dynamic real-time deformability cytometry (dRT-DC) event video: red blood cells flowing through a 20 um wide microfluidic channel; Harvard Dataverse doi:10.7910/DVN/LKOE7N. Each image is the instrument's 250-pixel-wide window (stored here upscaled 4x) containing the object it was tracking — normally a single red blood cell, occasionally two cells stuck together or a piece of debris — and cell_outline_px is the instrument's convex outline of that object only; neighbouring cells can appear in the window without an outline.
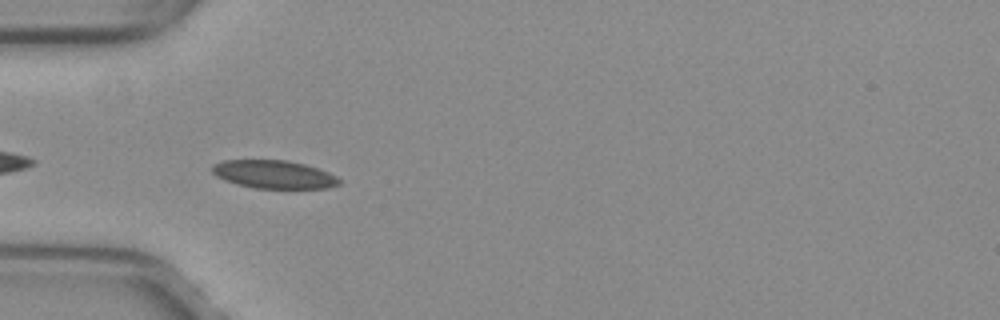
{"species": "common noctule bat (a hibernating species)", "species_latin": "Nyctalus noctula", "temperature_condition": "warm", "stored_images_in_passage": 28, "camera_frame_rate_fps": 3000, "um_per_image_px": 0.085, "animal": {"sex": "female", "body_mass_g": 29.2, "forearm_length_mm": 56.3}, "frame": {"image": 1, "passage_image": 2, "time_ms": 0.333, "image_size_px": [1000, 320], "cell_outline_px": [[340, 184], [328, 188], [252, 188], [236, 184], [224, 180], [216, 176], [212, 172], [212, 164], [224, 160], [288, 160], [304, 164], [328, 172], [336, 176], [340, 180]], "centroid_in_image_um": [23.25, 14.82], "position_along_channel_um": 61.7, "area_um2": 20.87}}
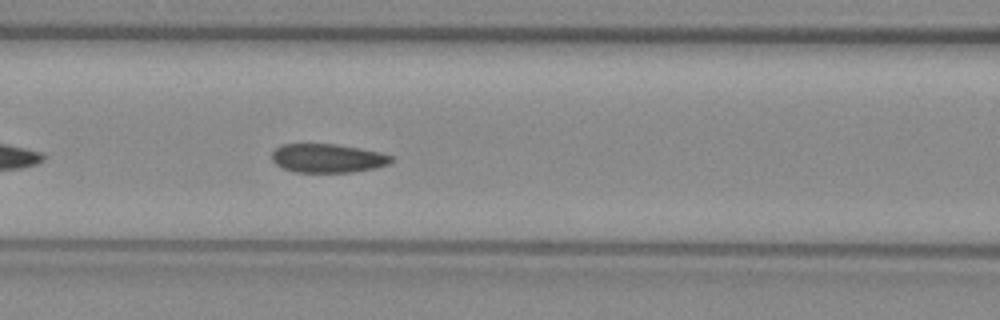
{"frame": {"image": 2, "passage_image": 8, "time_ms": 2.333, "image_size_px": [1000, 320], "cell_outline_px": [[392, 160], [388, 164], [376, 168], [352, 172], [296, 172], [284, 168], [276, 164], [272, 160], [272, 152], [280, 144], [336, 144], [360, 148], [380, 152], [392, 156]], "centroid_in_image_um": [27.85, 13.44], "position_along_channel_um": 138.8, "area_um2": 20.0}}
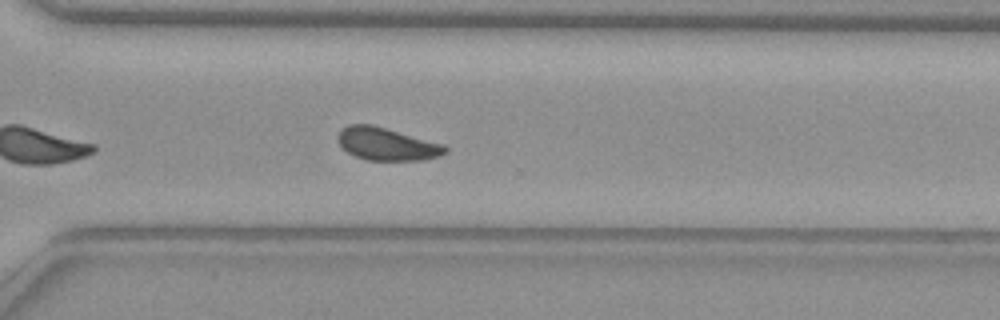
{"frame": {"image": 3, "passage_image": 23, "time_ms": 7.333, "image_size_px": [1000, 320], "cell_outline_px": [[448, 152], [440, 156], [420, 160], [368, 160], [356, 156], [348, 152], [336, 140], [336, 136], [348, 124], [372, 124], [444, 144], [448, 148]], "centroid_in_image_um": [32.9, 12.24], "position_along_channel_um": 337.7, "area_um2": 20.4}, "authors_computed_cell_mechanics": {"area_um2": 20.7791, "velocity_mm_per_s": 3.9809, "shape_relaxation_time_tau1_ms": 5.5285, "shape_relaxation_time_tau2_ms": 1.6004, "deformation_change_tau1": 0.0972, "deformation_change_tau2": 0.0385}}